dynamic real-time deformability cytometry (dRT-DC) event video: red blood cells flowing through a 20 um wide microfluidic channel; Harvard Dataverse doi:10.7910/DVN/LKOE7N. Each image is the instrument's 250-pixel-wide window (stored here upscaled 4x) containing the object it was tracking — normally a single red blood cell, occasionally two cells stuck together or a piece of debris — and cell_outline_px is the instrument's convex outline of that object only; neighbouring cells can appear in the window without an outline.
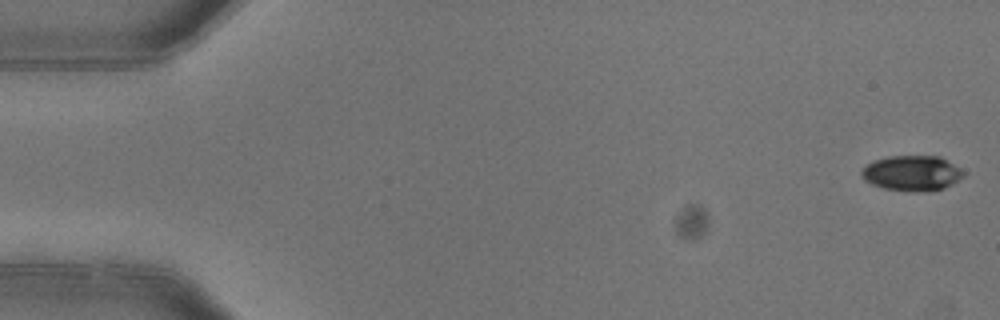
{"species": "common noctule bat (a hibernating species)", "species_latin": "Nyctalus noctula", "temperature_condition": "warm", "stored_images_in_passage": 5, "camera_frame_rate_fps": 3000, "um_per_image_px": 0.085, "animal": {"sex": "female"}, "frame": {"image": 1, "passage_image": 1, "time_ms": 0.0, "image_size_px": [1000, 320], "cell_outline_px": [[964, 176], [952, 184], [944, 188], [916, 192], [884, 188], [872, 184], [864, 180], [860, 176], [860, 172], [872, 160], [888, 156], [940, 156], [964, 172]], "centroid_in_image_um": [77.48, 14.71], "position_along_channel_um": 7.5, "area_um2": 20.81}}
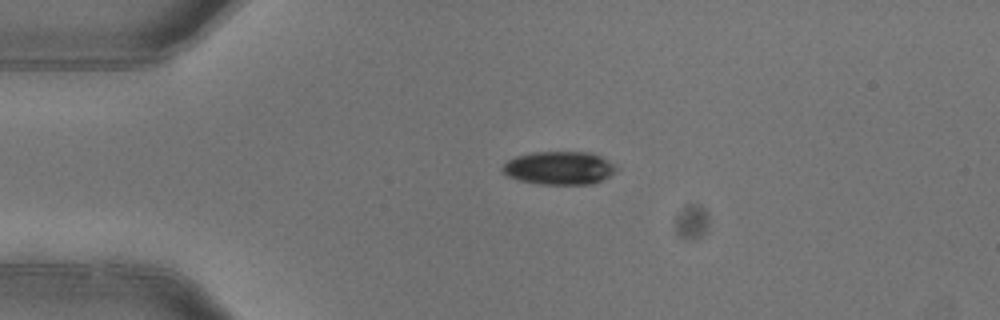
{"frame": {"image": 2, "passage_image": 4, "time_ms": 1.0, "image_size_px": [1000, 320], "cell_outline_px": [[616, 168], [608, 176], [592, 184], [540, 184], [520, 180], [508, 176], [500, 168], [508, 160], [516, 156], [532, 152], [592, 152], [600, 156], [612, 164]], "centroid_in_image_um": [47.48, 14.27], "position_along_channel_um": 37.5, "area_um2": 21.68}}